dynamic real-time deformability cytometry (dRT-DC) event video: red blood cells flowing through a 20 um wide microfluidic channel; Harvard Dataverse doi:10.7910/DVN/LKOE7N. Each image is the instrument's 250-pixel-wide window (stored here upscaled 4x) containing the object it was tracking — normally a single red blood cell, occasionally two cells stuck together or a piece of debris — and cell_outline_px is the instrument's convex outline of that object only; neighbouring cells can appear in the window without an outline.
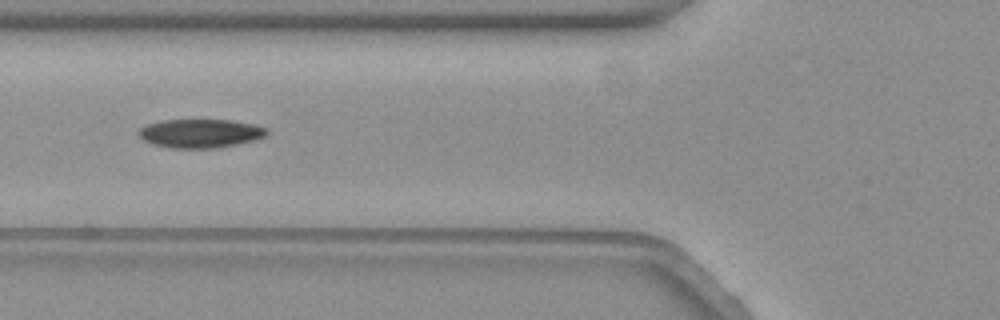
{"species": "common noctule bat (a hibernating species)", "species_latin": "Nyctalus noctula", "temperature_condition": "warm", "stored_images_in_passage": 44, "camera_frame_rate_fps": 3000, "um_per_image_px": 0.085, "animal": {"sex": "female", "body_mass_g": 19.3, "forearm_length_mm": 54.1}, "frame": {"image": 1, "passage_image": 7, "time_ms": 2.0, "image_size_px": [1000, 320], "cell_outline_px": [[268, 132], [264, 136], [256, 140], [216, 148], [172, 148], [152, 144], [144, 140], [136, 132], [140, 128], [148, 124], [164, 120], [232, 120], [252, 124], [264, 128]], "centroid_in_image_um": [17.0, 11.34], "position_along_channel_um": 108.8, "area_um2": 21.27}}
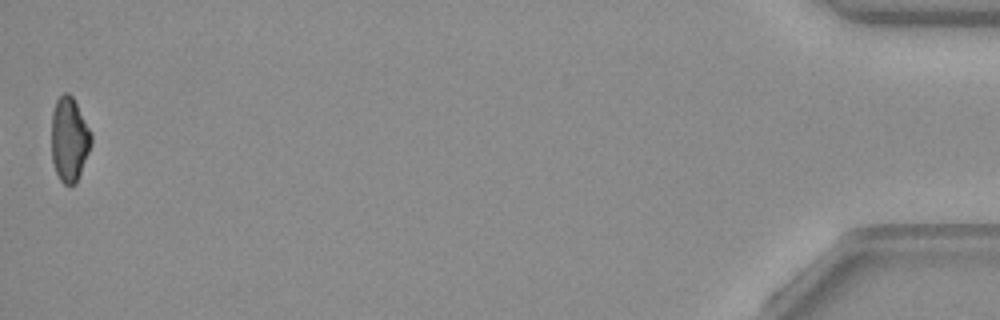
{"frame": {"image": 2, "passage_image": 44, "time_ms": 14.333, "image_size_px": [1000, 320], "cell_outline_px": [[92, 144], [76, 184], [64, 184], [60, 180], [56, 172], [52, 160], [52, 112], [56, 100], [64, 92], [68, 92], [72, 96], [92, 136]], "centroid_in_image_um": [5.88, 11.86], "position_along_channel_um": 429.3, "area_um2": 19.31}, "authors_computed_cell_mechanics": {"area_um2": 21.2704, "velocity_mm_per_s": 3.4311, "shape_relaxation_time_tau1_ms": 10.4164, "shape_relaxation_time_tau2_ms": null, "deformation_change_tau1": 0.2251, "deformation_change_tau2": null}}